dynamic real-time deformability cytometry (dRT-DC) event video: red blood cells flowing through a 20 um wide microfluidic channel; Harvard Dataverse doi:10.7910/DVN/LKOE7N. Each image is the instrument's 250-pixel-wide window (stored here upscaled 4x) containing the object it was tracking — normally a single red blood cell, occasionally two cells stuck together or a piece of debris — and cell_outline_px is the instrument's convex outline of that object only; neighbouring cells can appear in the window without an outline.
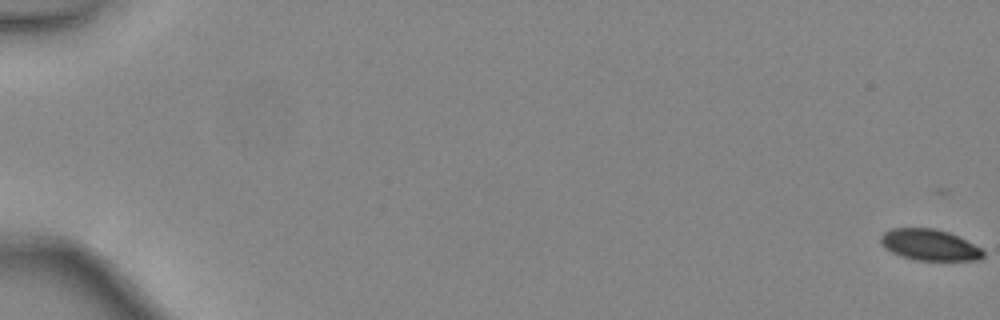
{"species": "common noctule bat (a hibernating species)", "species_latin": "Nyctalus noctula", "temperature_condition": "warm", "stored_images_in_passage": 49, "camera_frame_rate_fps": 3000, "um_per_image_px": 0.085, "animal": {"sex": "female", "body_mass_g": 24.6, "forearm_length_mm": 56.2}, "frame": {"image": 1, "passage_image": 1, "time_ms": 0.0, "image_size_px": [1000, 320], "cell_outline_px": [[984, 256], [980, 260], [916, 260], [900, 256], [884, 248], [880, 244], [880, 236], [884, 232], [892, 228], [932, 228], [948, 232], [980, 248], [984, 252]], "centroid_in_image_um": [78.96, 20.82], "position_along_channel_um": 6.0, "area_um2": 18.5}}
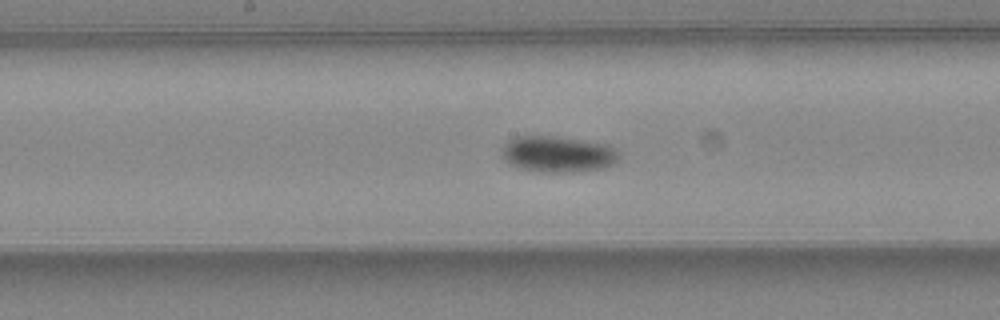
{"frame": {"image": 2, "passage_image": 28, "time_ms": 9.0, "image_size_px": [1000, 320], "cell_outline_px": [[620, 156], [608, 168], [580, 172], [532, 172], [508, 164], [504, 156], [504, 144], [508, 140], [520, 136], [552, 136], [608, 144], [616, 148]], "centroid_in_image_um": [47.46, 13.12], "position_along_channel_um": 200.7, "area_um2": 24.85}}
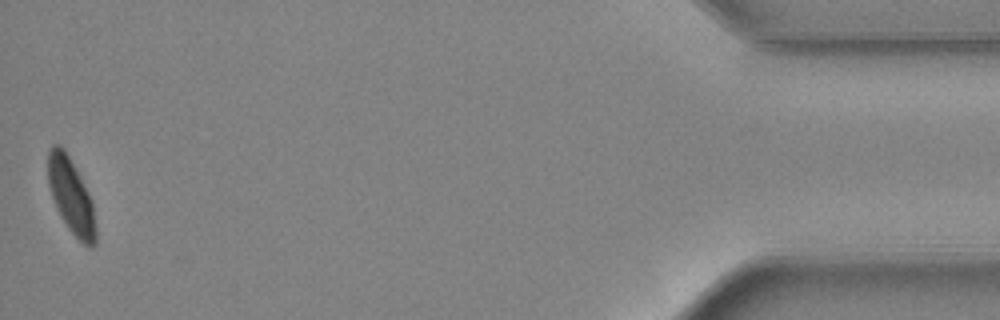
{"frame": {"image": 3, "passage_image": 49, "time_ms": 16.0, "image_size_px": [1000, 320], "cell_outline_px": [[96, 244], [92, 248], [84, 244], [68, 228], [60, 216], [56, 208], [48, 184], [48, 152], [52, 144], [60, 144], [64, 148], [88, 192], [92, 200], [96, 228]], "centroid_in_image_um": [6.04, 16.67], "position_along_channel_um": 429.2, "area_um2": 20.75}, "authors_computed_cell_mechanics": {"area_um2": 21.675, "velocity_mm_per_s": 4.4574, "shape_relaxation_time_tau1_ms": 1.9528, "shape_relaxation_time_tau2_ms": 1.6387, "deformation_change_tau1": 0.1066, "deformation_change_tau2": 0.0393}}